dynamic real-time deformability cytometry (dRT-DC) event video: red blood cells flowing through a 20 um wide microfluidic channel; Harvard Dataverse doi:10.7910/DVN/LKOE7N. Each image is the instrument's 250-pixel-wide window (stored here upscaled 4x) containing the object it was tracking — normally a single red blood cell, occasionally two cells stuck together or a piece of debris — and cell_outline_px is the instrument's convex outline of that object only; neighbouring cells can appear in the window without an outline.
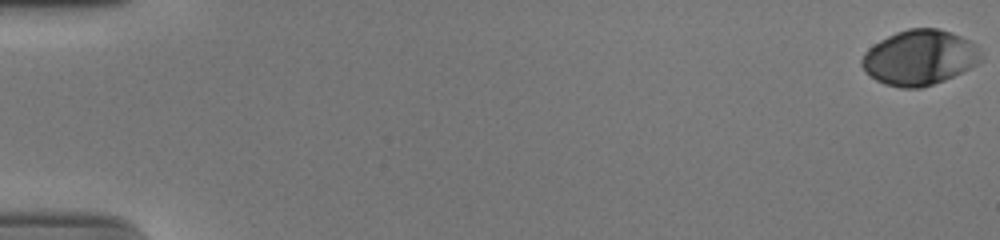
{"species": "human", "species_latin": "Homo sapiens", "temperature_condition": "cold", "stored_images_in_passage": 55, "camera_frame_rate_fps": 3000, "um_per_image_px": 0.085, "donor": {"sex": "male"}, "frame": {"image": 1, "passage_image": 1, "time_ms": 0.0, "image_size_px": [1000, 240], "cell_outline_px": [[984, 60], [944, 80], [920, 88], [900, 88], [884, 84], [876, 80], [860, 64], [860, 60], [864, 52], [868, 48], [880, 40], [896, 32], [908, 28], [940, 28], [960, 36], [968, 40], [980, 52]], "centroid_in_image_um": [78.13, 4.89], "position_along_channel_um": 6.9, "area_um2": 37.97}}
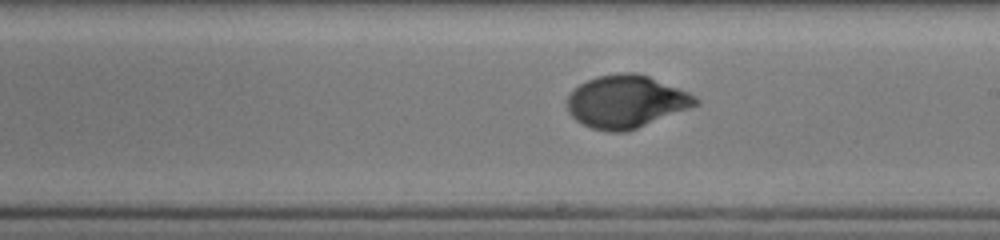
{"frame": {"image": 2, "passage_image": 33, "time_ms": 10.667, "image_size_px": [1000, 240], "cell_outline_px": [[700, 104], [636, 128], [624, 132], [608, 132], [592, 128], [576, 120], [568, 112], [568, 96], [580, 84], [596, 76], [620, 72], [632, 72], [648, 76], [688, 92], [696, 96], [700, 100]], "centroid_in_image_um": [53.22, 8.63], "position_along_channel_um": 235.8, "area_um2": 39.02}}
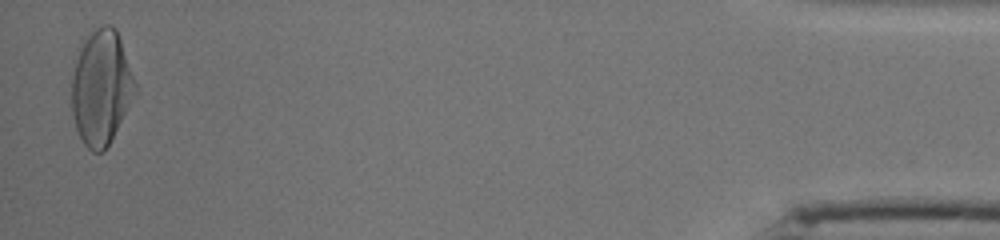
{"frame": {"image": 3, "passage_image": 54, "time_ms": 17.667, "image_size_px": [1000, 240], "cell_outline_px": [[136, 96], [104, 152], [92, 152], [84, 144], [76, 128], [72, 112], [72, 80], [76, 60], [80, 48], [88, 32], [104, 24], [108, 24], [116, 28], [136, 84]], "centroid_in_image_um": [8.61, 7.45], "position_along_channel_um": 426.6, "area_um2": 42.31}, "authors_computed_cell_mechanics": {"area_um2": 38.6104, "velocity_mm_per_s": 3.8764, "shape_relaxation_time_tau1_ms": 4.4173, "shape_relaxation_time_tau2_ms": 0.7518, "deformation_change_tau1": 0.2069, "deformation_change_tau2": 0.0371}}